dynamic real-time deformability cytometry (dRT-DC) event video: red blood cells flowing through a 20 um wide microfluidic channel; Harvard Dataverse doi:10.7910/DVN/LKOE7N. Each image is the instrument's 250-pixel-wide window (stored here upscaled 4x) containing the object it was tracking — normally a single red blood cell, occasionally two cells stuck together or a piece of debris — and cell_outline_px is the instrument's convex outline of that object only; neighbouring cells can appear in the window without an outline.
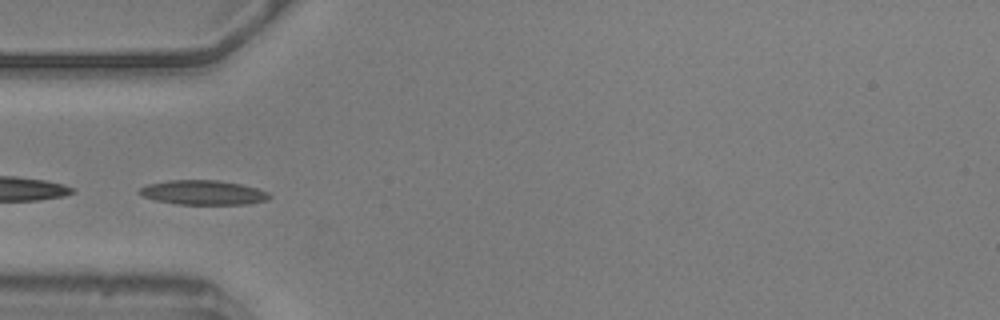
{"species": "common noctule bat (a hibernating species)", "species_latin": "Nyctalus noctula", "temperature_condition": "warm", "stored_images_in_passage": 40, "camera_frame_rate_fps": 3000, "um_per_image_px": 0.085, "animal": {"sex": "male", "body_mass_g": 20.5, "forearm_length_mm": 52.5}, "frame": {"image": 1, "passage_image": 1, "time_ms": 0.0, "image_size_px": [1000, 320], "cell_outline_px": [[272, 196], [268, 200], [248, 204], [176, 204], [156, 200], [140, 196], [136, 192], [140, 188], [148, 184], [168, 180], [216, 180], [240, 184], [256, 188], [268, 192]], "centroid_in_image_um": [17.24, 16.37], "position_along_channel_um": 67.8, "area_um2": 18.61}}
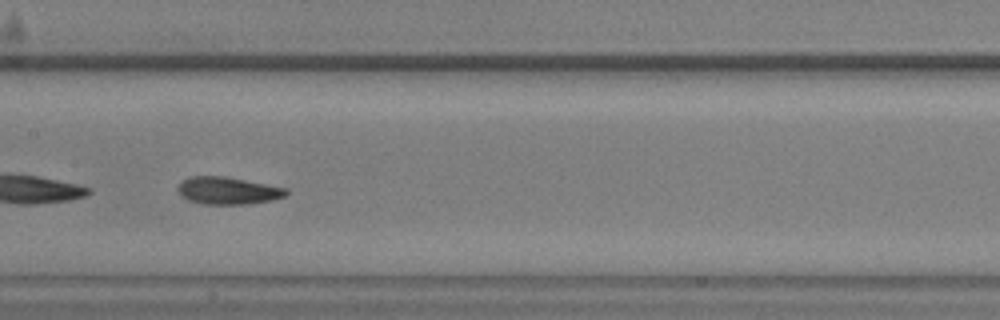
{"frame": {"image": 2, "passage_image": 11, "time_ms": 3.333, "image_size_px": [1000, 320], "cell_outline_px": [[288, 192], [284, 196], [272, 200], [248, 204], [200, 204], [188, 200], [176, 188], [180, 180], [188, 176], [224, 176], [288, 188]], "centroid_in_image_um": [19.34, 16.2], "position_along_channel_um": 188.1, "area_um2": 17.34}}
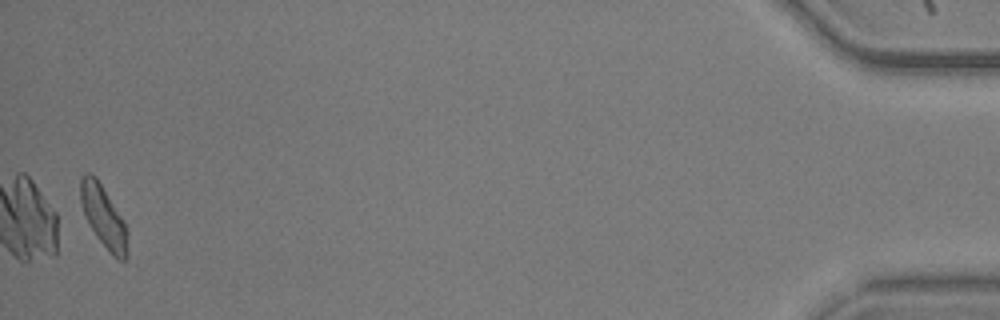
{"frame": {"image": 3, "passage_image": 39, "time_ms": 12.667, "image_size_px": [1000, 320], "cell_outline_px": [[128, 256], [124, 260], [120, 260], [112, 256], [96, 236], [88, 224], [84, 216], [80, 204], [80, 176], [84, 172], [88, 172], [96, 176], [124, 220], [128, 232]], "centroid_in_image_um": [8.79, 18.41], "position_along_channel_um": 426.4, "area_um2": 17.4}, "authors_computed_cell_mechanics": {"area_um2": 17.0799, "velocity_mm_per_s": 3.575, "shape_relaxation_time_tau1_ms": 3.2668, "shape_relaxation_time_tau2_ms": 1.6677, "deformation_change_tau1": 0.1246, "deformation_change_tau2": 0.0707}}